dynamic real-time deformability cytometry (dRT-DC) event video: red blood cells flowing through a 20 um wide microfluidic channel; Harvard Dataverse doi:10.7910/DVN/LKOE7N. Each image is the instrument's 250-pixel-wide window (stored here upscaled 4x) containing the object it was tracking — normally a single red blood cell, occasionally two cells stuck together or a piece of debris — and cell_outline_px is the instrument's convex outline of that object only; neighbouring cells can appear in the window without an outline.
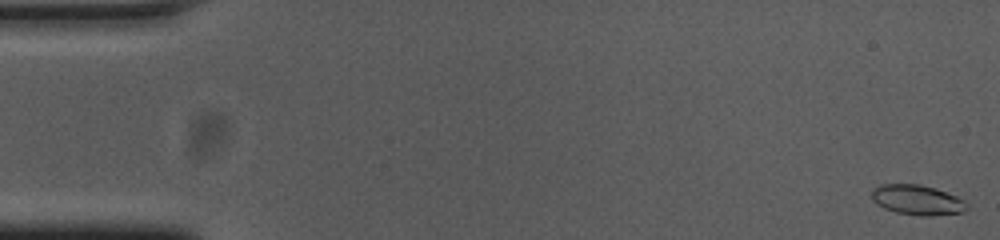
{"species": "common noctule bat (a hibernating species)", "species_latin": "Nyctalus noctula", "temperature_condition": "cold", "stored_images_in_passage": 55, "camera_frame_rate_fps": 3000, "um_per_image_px": 0.085, "animal": {"sex": "female", "body_mass_g": 23.0, "forearm_length_mm": 53.4}, "frame": {"image": 1, "passage_image": 1, "time_ms": 0.0, "image_size_px": [1000, 240], "cell_outline_px": [[968, 208], [964, 212], [932, 216], [920, 216], [896, 212], [884, 208], [876, 204], [872, 200], [872, 188], [880, 184], [920, 184], [936, 188], [956, 196], [964, 200], [968, 204]], "centroid_in_image_um": [77.97, 16.99], "position_along_channel_um": 7.0, "area_um2": 16.88}}
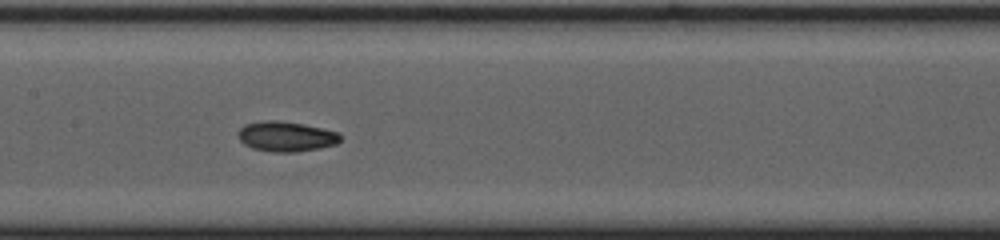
{"frame": {"image": 2, "passage_image": 27, "time_ms": 8.667, "image_size_px": [1000, 240], "cell_outline_px": [[340, 140], [336, 144], [320, 148], [296, 152], [272, 152], [252, 148], [244, 144], [240, 140], [240, 128], [244, 124], [264, 120], [276, 120], [304, 124], [336, 132], [340, 136]], "centroid_in_image_um": [24.3, 11.6], "position_along_channel_um": 183.1, "area_um2": 17.74}}
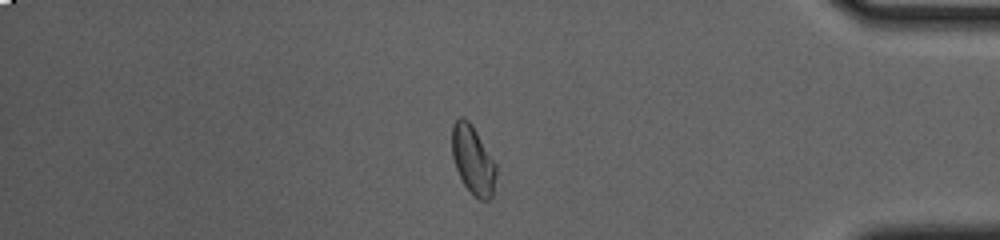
{"frame": {"image": 3, "passage_image": 47, "time_ms": 15.333, "image_size_px": [1000, 240], "cell_outline_px": [[496, 176], [492, 196], [488, 200], [480, 200], [464, 184], [456, 168], [452, 156], [452, 124], [460, 116], [464, 116], [472, 124], [496, 164]], "centroid_in_image_um": [40.19, 13.56], "position_along_channel_um": 395.0, "area_um2": 17.51}, "authors_computed_cell_mechanics": {"area_um2": 17.2244, "velocity_mm_per_s": 3.6801, "shape_relaxation_time_tau1_ms": 3.782, "shape_relaxation_time_tau2_ms": 3.8769, "deformation_change_tau1": 0.1279, "deformation_change_tau2": 0.0846}}